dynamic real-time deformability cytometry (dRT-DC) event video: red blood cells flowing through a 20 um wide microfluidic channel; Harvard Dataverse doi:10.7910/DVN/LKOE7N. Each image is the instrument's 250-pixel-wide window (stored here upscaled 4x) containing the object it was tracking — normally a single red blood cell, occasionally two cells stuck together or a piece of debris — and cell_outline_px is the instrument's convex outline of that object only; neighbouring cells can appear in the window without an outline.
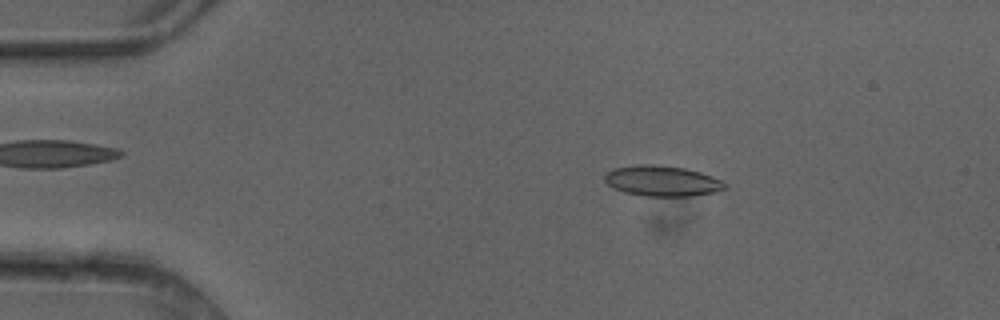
{"species": "common noctule bat (a hibernating species)", "species_latin": "Nyctalus noctula", "temperature_condition": "cold", "stored_images_in_passage": 3, "camera_frame_rate_fps": 3000, "um_per_image_px": 0.085, "animal": {"sex": "female"}, "frame": {"image": 1, "passage_image": 1, "time_ms": 0.0, "image_size_px": [1000, 320], "cell_outline_px": [[728, 188], [712, 192], [692, 196], [644, 196], [624, 192], [612, 188], [604, 180], [604, 176], [612, 168], [636, 164], [656, 164], [684, 168], [700, 172], [712, 176], [728, 184]], "centroid_in_image_um": [56.26, 15.37], "position_along_channel_um": 28.7, "area_um2": 21.56}}
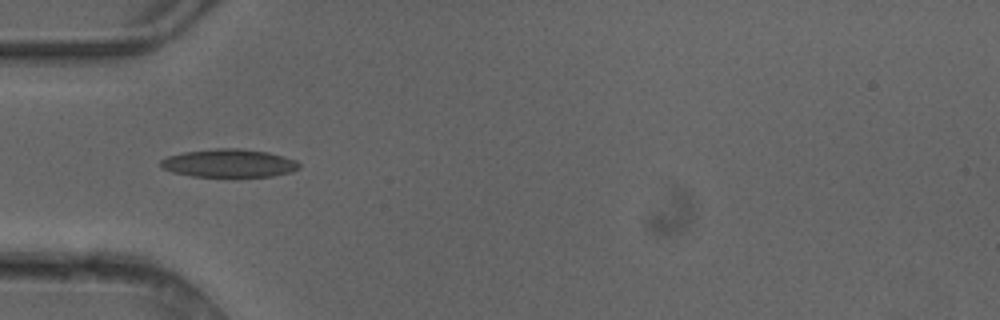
{"frame": {"image": 2, "passage_image": 3, "time_ms": 0.667, "image_size_px": [1000, 320], "cell_outline_px": [[300, 168], [292, 172], [272, 176], [192, 176], [172, 172], [164, 168], [160, 164], [160, 160], [168, 156], [184, 152], [216, 148], [240, 148], [268, 152], [284, 156], [296, 160], [300, 164]], "centroid_in_image_um": [19.5, 13.86], "position_along_channel_um": 65.5, "area_um2": 22.66}}